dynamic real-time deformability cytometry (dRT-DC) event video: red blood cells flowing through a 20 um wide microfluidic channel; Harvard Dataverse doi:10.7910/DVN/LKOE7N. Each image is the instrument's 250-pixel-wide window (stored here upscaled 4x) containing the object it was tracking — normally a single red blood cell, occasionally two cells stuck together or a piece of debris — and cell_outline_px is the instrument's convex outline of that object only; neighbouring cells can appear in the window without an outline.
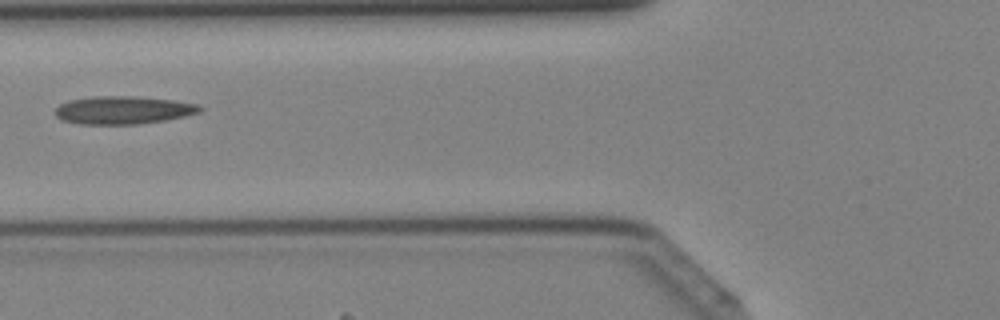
{"species": "Egyptian fruit bat (a non-hibernating species)", "species_latin": "Rousettus aegyptiacus", "temperature_condition": "cold", "stored_images_in_passage": 41, "camera_frame_rate_fps": 3000, "um_per_image_px": 0.085, "animal": {"sex": "female"}, "frame": {"image": 1, "passage_image": 16, "time_ms": 5.0, "image_size_px": [1000, 320], "cell_outline_px": [[204, 108], [200, 112], [184, 116], [164, 120], [140, 124], [80, 124], [60, 120], [56, 116], [56, 108], [60, 104], [68, 100], [96, 96], [136, 96], [172, 100], [200, 104]], "centroid_in_image_um": [10.48, 9.35], "position_along_channel_um": 115.3, "area_um2": 23.64}}
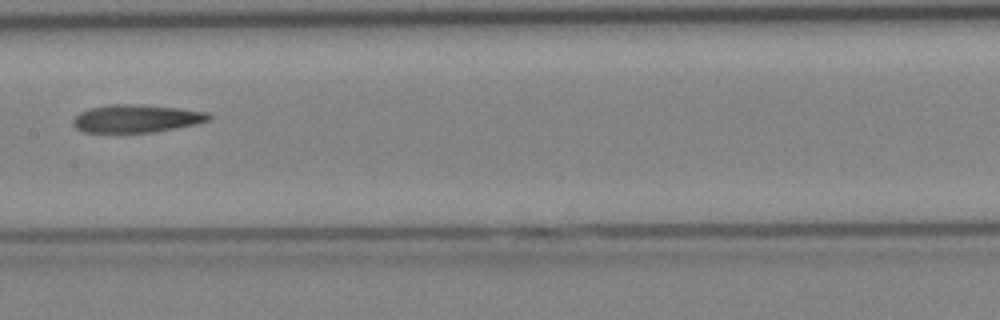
{"frame": {"image": 2, "passage_image": 21, "time_ms": 6.667, "image_size_px": [1000, 320], "cell_outline_px": [[212, 120], [196, 124], [152, 132], [84, 132], [76, 128], [72, 124], [72, 120], [80, 112], [88, 108], [108, 104], [140, 104], [180, 108], [208, 112], [212, 116]], "centroid_in_image_um": [11.6, 10.06], "position_along_channel_um": 195.8, "area_um2": 22.2}}
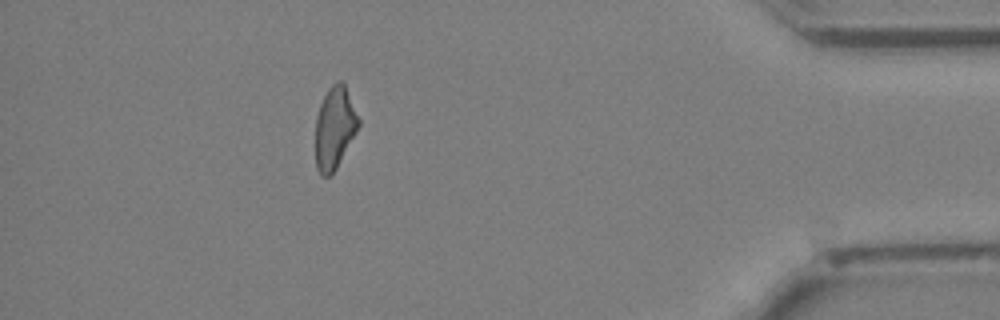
{"frame": {"image": 3, "passage_image": 37, "time_ms": 12.0, "image_size_px": [1000, 320], "cell_outline_px": [[360, 124], [336, 168], [328, 176], [320, 176], [316, 168], [316, 116], [320, 104], [328, 88], [332, 84], [340, 80], [344, 84], [360, 120]], "centroid_in_image_um": [28.43, 10.86], "position_along_channel_um": 406.8, "area_um2": 20.29}}